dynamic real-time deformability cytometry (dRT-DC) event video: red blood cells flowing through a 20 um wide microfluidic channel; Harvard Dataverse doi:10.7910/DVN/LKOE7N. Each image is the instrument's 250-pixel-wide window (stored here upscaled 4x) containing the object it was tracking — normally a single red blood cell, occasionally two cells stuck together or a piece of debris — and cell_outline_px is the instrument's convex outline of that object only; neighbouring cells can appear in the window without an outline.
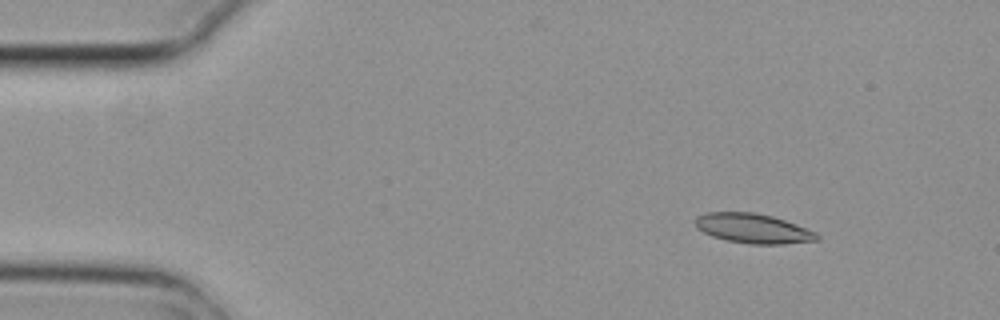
{"species": "common noctule bat (a hibernating species)", "species_latin": "Nyctalus noctula", "temperature_condition": "cold", "stored_images_in_passage": 5, "camera_frame_rate_fps": 3000, "um_per_image_px": 0.085, "animal": {"sex": "female", "body_mass_g": 29.2, "forearm_length_mm": 56.3}, "frame": {"image": 1, "passage_image": 1, "time_ms": 0.0, "image_size_px": [1000, 320], "cell_outline_px": [[820, 240], [784, 244], [748, 244], [728, 240], [712, 236], [696, 228], [696, 216], [708, 212], [752, 212], [772, 216], [796, 224], [816, 232], [820, 236]], "centroid_in_image_um": [64.03, 19.42], "position_along_channel_um": 21.0, "area_um2": 20.98}}
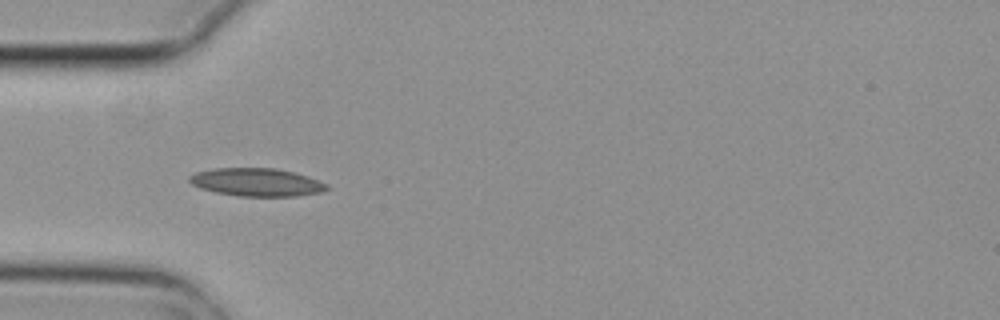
{"frame": {"image": 2, "passage_image": 4, "time_ms": 1.0, "image_size_px": [1000, 320], "cell_outline_px": [[328, 188], [320, 192], [296, 196], [240, 196], [216, 192], [200, 188], [192, 184], [188, 180], [188, 176], [196, 172], [212, 168], [276, 168], [308, 176], [328, 184]], "centroid_in_image_um": [21.79, 15.48], "position_along_channel_um": 63.2, "area_um2": 22.37}}
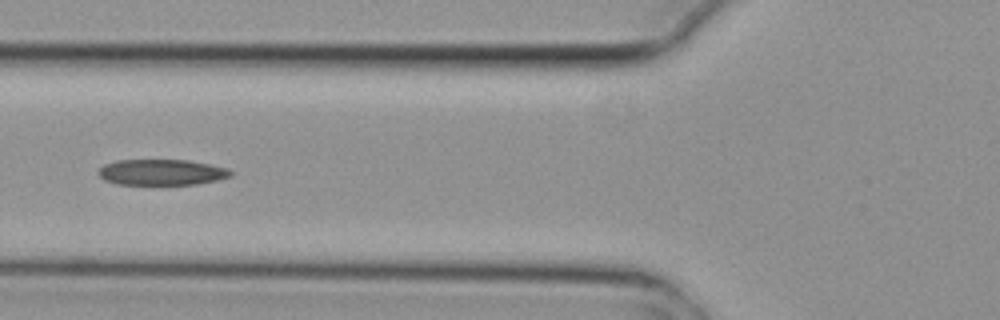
{"frame": {"image": 3, "passage_image": 5, "time_ms": 1.333, "image_size_px": [1000, 320], "cell_outline_px": [[232, 176], [216, 180], [196, 184], [116, 184], [104, 180], [96, 172], [104, 164], [116, 160], [188, 160], [228, 168], [232, 172]], "centroid_in_image_um": [13.71, 14.64], "position_along_channel_um": 112.1, "area_um2": 19.88}}